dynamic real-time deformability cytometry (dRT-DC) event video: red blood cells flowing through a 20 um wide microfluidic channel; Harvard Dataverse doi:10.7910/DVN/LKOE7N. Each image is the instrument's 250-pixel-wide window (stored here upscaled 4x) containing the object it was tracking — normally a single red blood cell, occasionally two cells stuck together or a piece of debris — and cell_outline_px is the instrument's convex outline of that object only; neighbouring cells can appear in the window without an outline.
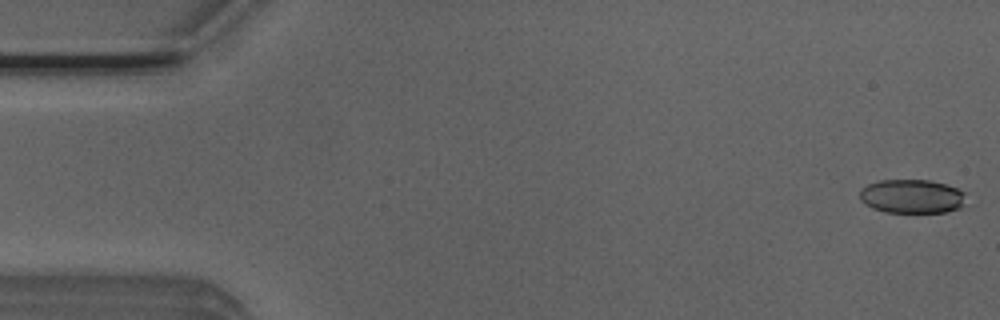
{"species": "Egyptian fruit bat (a non-hibernating species)", "species_latin": "Rousettus aegyptiacus", "temperature_condition": "room temperature", "stored_images_in_passage": 11, "camera_frame_rate_fps": 3000, "um_per_image_px": 0.085, "animal": {"sex": "male"}, "frame": {"image": 1, "passage_image": 1, "time_ms": 0.0, "image_size_px": [1000, 320], "cell_outline_px": [[964, 192], [960, 208], [944, 212], [884, 212], [872, 208], [860, 200], [860, 188], [868, 184], [880, 180], [928, 180], [944, 184], [956, 188]], "centroid_in_image_um": [77.44, 16.69], "position_along_channel_um": 7.6, "area_um2": 20.75}}